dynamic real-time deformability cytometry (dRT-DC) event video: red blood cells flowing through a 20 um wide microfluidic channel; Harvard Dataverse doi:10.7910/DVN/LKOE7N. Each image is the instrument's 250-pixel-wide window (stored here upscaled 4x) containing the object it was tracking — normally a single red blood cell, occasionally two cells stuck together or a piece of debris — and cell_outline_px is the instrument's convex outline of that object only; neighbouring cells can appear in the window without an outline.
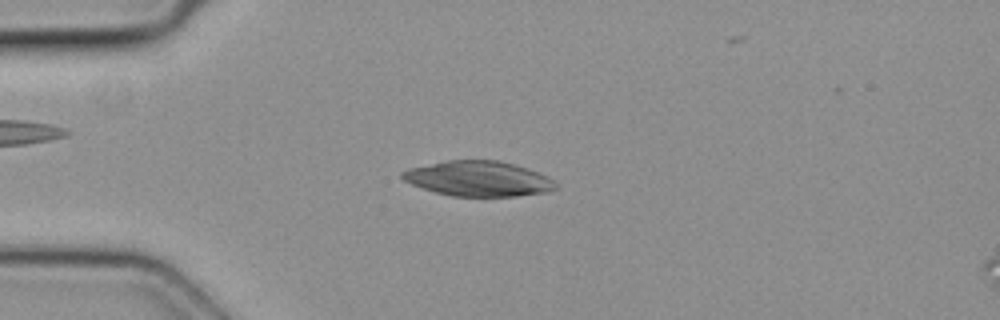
{"species": "common noctule bat (a hibernating species)", "species_latin": "Nyctalus noctula", "temperature_condition": "cold", "stored_images_in_passage": 5, "camera_frame_rate_fps": 3000, "um_per_image_px": 0.085, "animal": {"sex": "female", "body_mass_g": 19.3, "forearm_length_mm": 54.1}, "frame": {"image": 1, "passage_image": 4, "time_ms": 1.0, "image_size_px": [1000, 320], "cell_outline_px": [[560, 184], [556, 188], [548, 192], [516, 196], [452, 196], [436, 192], [412, 184], [404, 180], [400, 176], [400, 172], [408, 168], [448, 160], [500, 160], [528, 168], [548, 176]], "centroid_in_image_um": [40.7, 15.18], "position_along_channel_um": 44.3, "area_um2": 31.56}}